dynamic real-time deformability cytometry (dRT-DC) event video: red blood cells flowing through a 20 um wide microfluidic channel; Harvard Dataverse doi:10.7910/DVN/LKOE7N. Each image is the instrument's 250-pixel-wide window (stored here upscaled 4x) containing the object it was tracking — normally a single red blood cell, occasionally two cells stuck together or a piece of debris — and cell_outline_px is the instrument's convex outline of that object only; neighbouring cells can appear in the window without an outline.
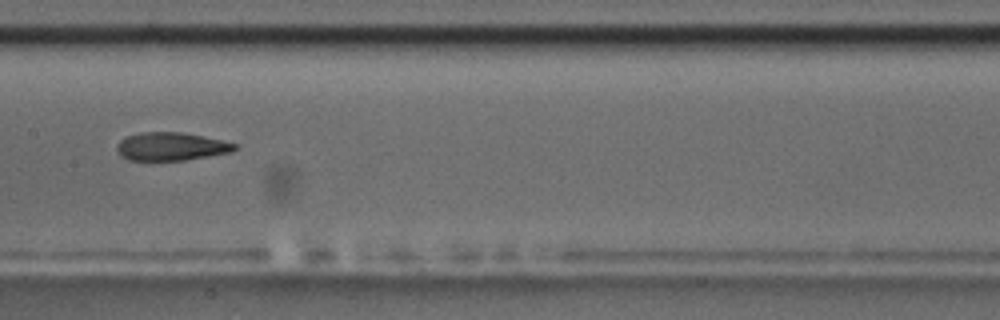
{"species": "common noctule bat (a hibernating species)", "species_latin": "Nyctalus noctula", "temperature_condition": "room temperature", "stored_images_in_passage": 40, "camera_frame_rate_fps": 3000, "um_per_image_px": 0.085, "animal": {"sex": "male", "body_mass_g": 17.5, "forearm_length_mm": 52.3}, "frame": {"image": 1, "passage_image": 12, "time_ms": 3.667, "image_size_px": [1000, 320], "cell_outline_px": [[236, 148], [232, 152], [184, 160], [128, 160], [120, 156], [116, 148], [116, 144], [120, 140], [128, 136], [140, 132], [180, 132], [204, 136], [236, 144]], "centroid_in_image_um": [14.5, 12.45], "position_along_channel_um": 192.9, "area_um2": 19.25}, "authors_computed_cell_mechanics": {"area_um2": 20.1722, "velocity_mm_per_s": 3.6223, "shape_relaxation_time_tau1_ms": 9.7595, "shape_relaxation_time_tau2_ms": 3.2351, "deformation_change_tau1": 0.2754, "deformation_change_tau2": 0.1313}}